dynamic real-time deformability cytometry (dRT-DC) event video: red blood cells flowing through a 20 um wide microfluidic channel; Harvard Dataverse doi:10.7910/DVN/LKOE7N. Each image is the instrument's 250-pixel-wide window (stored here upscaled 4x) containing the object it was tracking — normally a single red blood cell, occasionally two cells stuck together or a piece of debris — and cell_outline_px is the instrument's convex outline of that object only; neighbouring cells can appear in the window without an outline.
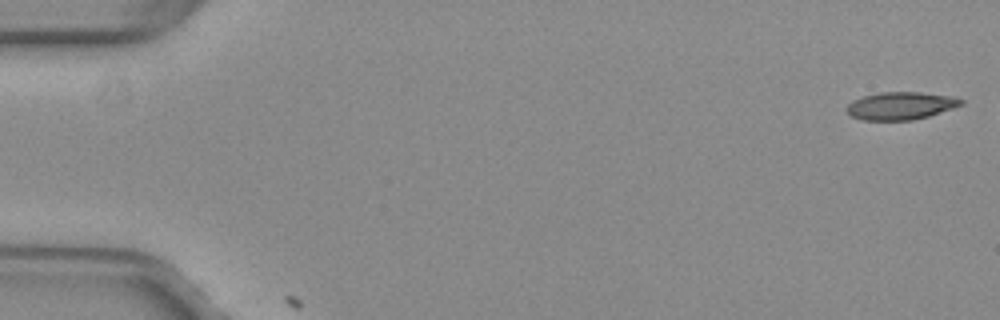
{"species": "common noctule bat (a hibernating species)", "species_latin": "Nyctalus noctula", "temperature_condition": "warm", "stored_images_in_passage": 2, "camera_frame_rate_fps": 3000, "um_per_image_px": 0.085, "animal": {"sex": "female", "body_mass_g": 29.2, "forearm_length_mm": 56.3}, "frame": {"image": 1, "passage_image": 1, "time_ms": 0.0, "image_size_px": [1000, 320], "cell_outline_px": [[964, 104], [928, 116], [912, 120], [860, 120], [848, 116], [844, 108], [852, 100], [864, 96], [880, 92], [920, 92], [948, 96], [964, 100]], "centroid_in_image_um": [76.47, 9.0], "position_along_channel_um": 8.5, "area_um2": 18.5}}